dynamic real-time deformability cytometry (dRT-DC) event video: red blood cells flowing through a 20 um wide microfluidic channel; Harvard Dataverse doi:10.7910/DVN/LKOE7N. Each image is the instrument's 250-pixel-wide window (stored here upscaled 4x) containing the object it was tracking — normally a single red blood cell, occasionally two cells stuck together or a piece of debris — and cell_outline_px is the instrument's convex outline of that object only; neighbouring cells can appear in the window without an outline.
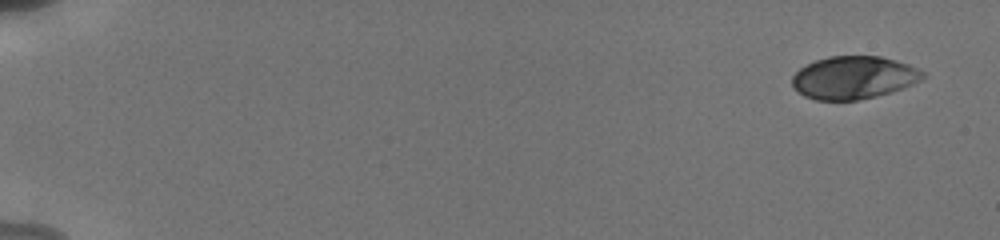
{"species": "human", "species_latin": "Homo sapiens", "temperature_condition": "cold", "stored_images_in_passage": 32, "camera_frame_rate_fps": 3000, "um_per_image_px": 0.085, "donor": {"sex": "male"}, "frame": {"image": 1, "passage_image": 1, "time_ms": 0.0, "image_size_px": [1000, 240], "cell_outline_px": [[924, 80], [876, 96], [856, 100], [816, 100], [804, 96], [796, 92], [792, 84], [792, 76], [800, 68], [816, 60], [828, 56], [880, 56], [896, 60], [908, 64], [924, 72]], "centroid_in_image_um": [72.54, 6.59], "position_along_channel_um": 12.5, "area_um2": 32.48}}
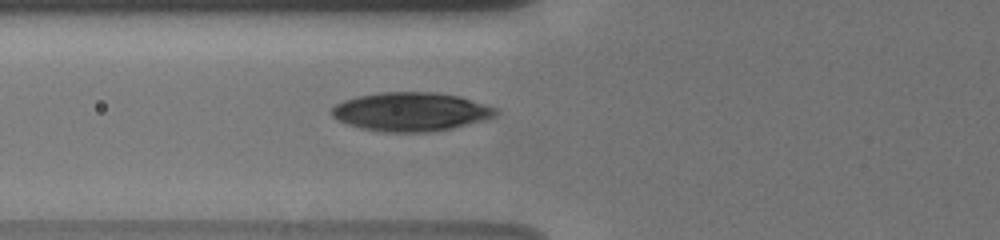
{"frame": {"image": 2, "passage_image": 23, "time_ms": 6.667, "image_size_px": [1000, 240], "cell_outline_px": [[500, 112], [496, 116], [488, 120], [452, 128], [428, 132], [384, 132], [360, 128], [336, 120], [328, 112], [336, 104], [344, 100], [360, 96], [380, 92], [436, 92], [460, 96], [500, 108]], "centroid_in_image_um": [34.98, 9.5], "position_along_channel_um": 90.8, "area_um2": 37.57}}
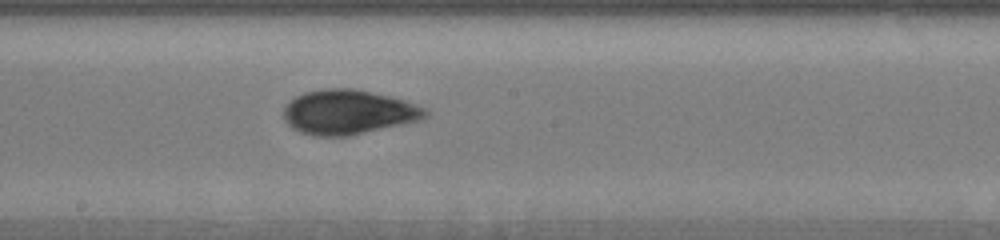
{"frame": {"image": 3, "passage_image": 32, "time_ms": 10.0, "image_size_px": [1000, 240], "cell_outline_px": [[428, 116], [420, 120], [348, 136], [312, 136], [300, 132], [292, 128], [284, 120], [284, 108], [296, 96], [304, 92], [324, 88], [352, 88], [372, 92], [404, 100], [428, 108]], "centroid_in_image_um": [29.61, 9.53], "position_along_channel_um": 218.6, "area_um2": 36.76}}